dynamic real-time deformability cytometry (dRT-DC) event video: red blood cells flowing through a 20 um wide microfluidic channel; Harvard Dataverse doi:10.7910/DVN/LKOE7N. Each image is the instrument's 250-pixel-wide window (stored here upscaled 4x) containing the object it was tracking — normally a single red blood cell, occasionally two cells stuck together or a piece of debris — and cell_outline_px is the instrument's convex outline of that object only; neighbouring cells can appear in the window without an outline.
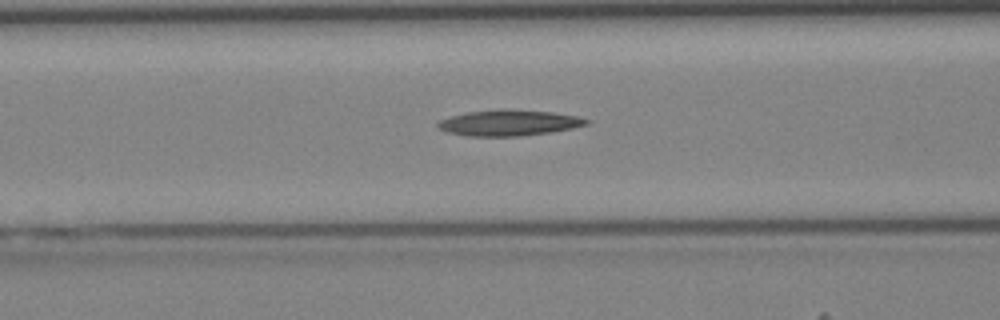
{"species": "Egyptian fruit bat (a non-hibernating species)", "species_latin": "Rousettus aegyptiacus", "temperature_condition": "cold", "stored_images_in_passage": 42, "camera_frame_rate_fps": 3000, "um_per_image_px": 0.085, "animal": {"sex": "female"}, "frame": {"image": 1, "passage_image": 17, "time_ms": 5.333, "image_size_px": [1000, 320], "cell_outline_px": [[592, 120], [588, 124], [572, 128], [552, 132], [516, 136], [468, 136], [448, 132], [440, 128], [436, 124], [440, 120], [452, 116], [468, 112], [552, 112], [576, 116]], "centroid_in_image_um": [43.3, 10.49], "position_along_channel_um": 123.3, "area_um2": 21.1}}
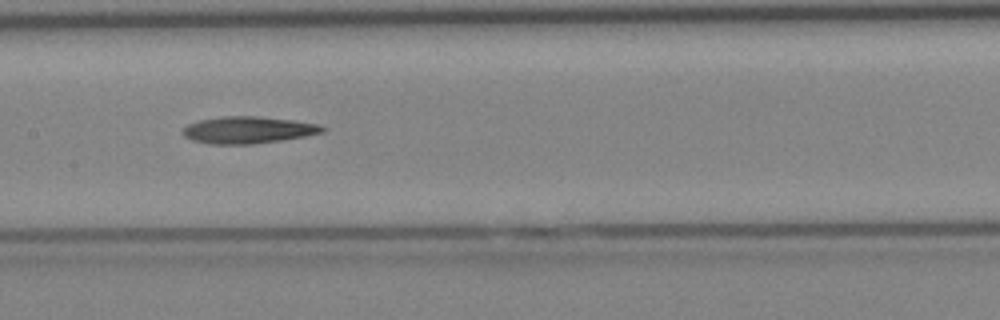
{"frame": {"image": 2, "passage_image": 21, "time_ms": 6.667, "image_size_px": [1000, 320], "cell_outline_px": [[328, 128], [324, 132], [304, 136], [280, 140], [252, 144], [212, 144], [192, 140], [184, 136], [180, 132], [188, 124], [200, 120], [220, 116], [260, 116], [292, 120], [320, 124]], "centroid_in_image_um": [21.09, 11.04], "position_along_channel_um": 186.3, "area_um2": 21.96}}
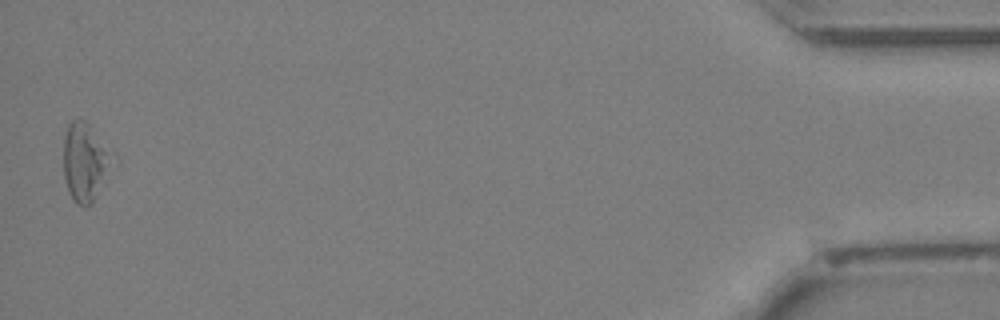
{"frame": {"image": 3, "passage_image": 42, "time_ms": 13.667, "image_size_px": [1000, 320], "cell_outline_px": [[104, 152], [100, 172], [92, 204], [76, 204], [72, 200], [64, 176], [64, 136], [68, 124], [72, 120], [80, 116], [88, 124]], "centroid_in_image_um": [6.95, 13.71], "position_along_channel_um": 428.3, "area_um2": 18.84}}